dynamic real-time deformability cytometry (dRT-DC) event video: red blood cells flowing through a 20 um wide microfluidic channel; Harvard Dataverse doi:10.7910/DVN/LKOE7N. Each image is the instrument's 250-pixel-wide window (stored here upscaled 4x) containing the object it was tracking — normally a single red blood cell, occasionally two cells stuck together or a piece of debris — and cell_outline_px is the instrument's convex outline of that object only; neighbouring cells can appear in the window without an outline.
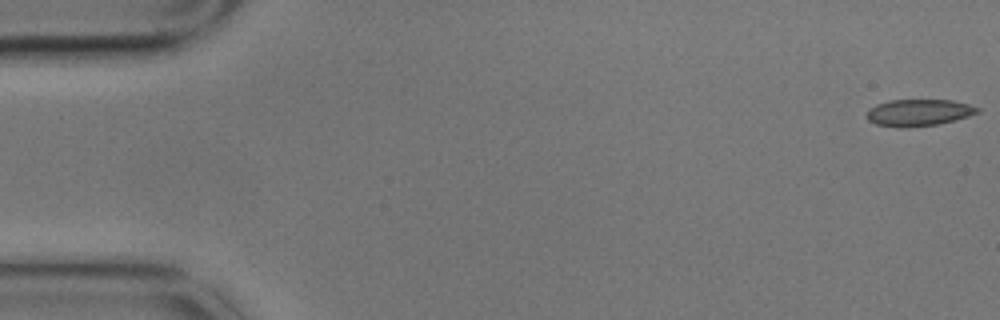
{"species": "common noctule bat (a hibernating species)", "species_latin": "Nyctalus noctula", "temperature_condition": "cold", "stored_images_in_passage": 14, "camera_frame_rate_fps": 3000, "um_per_image_px": 0.085, "animal": {"sex": "male", "body_mass_g": 17.9}, "frame": {"image": 1, "passage_image": 1, "time_ms": 0.0, "image_size_px": [1000, 320], "cell_outline_px": [[980, 112], [956, 120], [936, 124], [908, 128], [900, 128], [876, 124], [868, 120], [864, 116], [868, 108], [876, 104], [888, 100], [952, 100], [968, 104], [980, 108]], "centroid_in_image_um": [78.04, 9.57], "position_along_channel_um": 7.0, "area_um2": 17.51}}
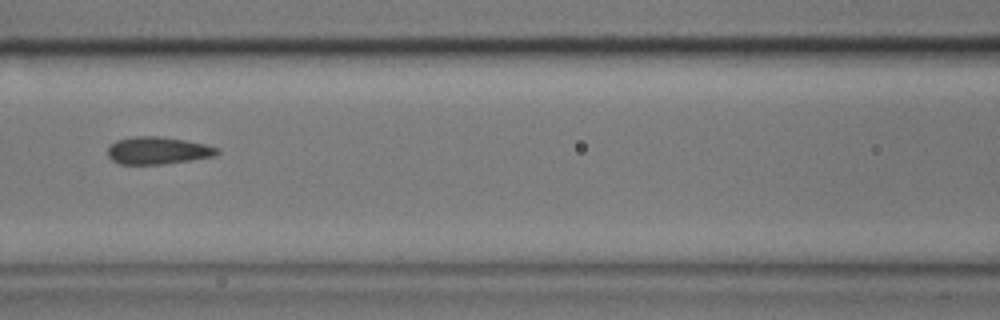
{"frame": {"image": 2, "passage_image": 7, "time_ms": 2.0, "image_size_px": [1000, 320], "cell_outline_px": [[220, 152], [216, 156], [192, 160], [164, 164], [120, 164], [112, 160], [108, 156], [108, 144], [116, 140], [132, 136], [156, 136], [184, 140], [204, 144], [220, 148]], "centroid_in_image_um": [13.41, 12.79], "position_along_channel_um": 153.2, "area_um2": 17.63}}
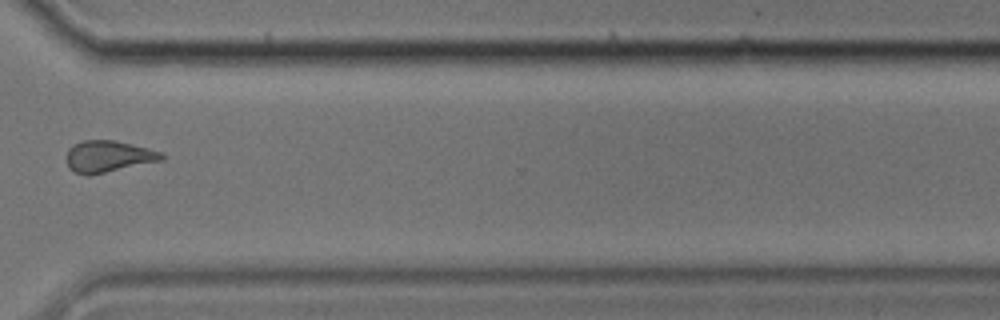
{"frame": {"image": 3, "passage_image": 12, "time_ms": 3.667, "image_size_px": [1000, 320], "cell_outline_px": [[164, 160], [88, 176], [76, 172], [68, 168], [68, 148], [72, 144], [84, 140], [116, 140], [164, 152]], "centroid_in_image_um": [9.24, 13.29], "position_along_channel_um": 361.4, "area_um2": 17.63}}